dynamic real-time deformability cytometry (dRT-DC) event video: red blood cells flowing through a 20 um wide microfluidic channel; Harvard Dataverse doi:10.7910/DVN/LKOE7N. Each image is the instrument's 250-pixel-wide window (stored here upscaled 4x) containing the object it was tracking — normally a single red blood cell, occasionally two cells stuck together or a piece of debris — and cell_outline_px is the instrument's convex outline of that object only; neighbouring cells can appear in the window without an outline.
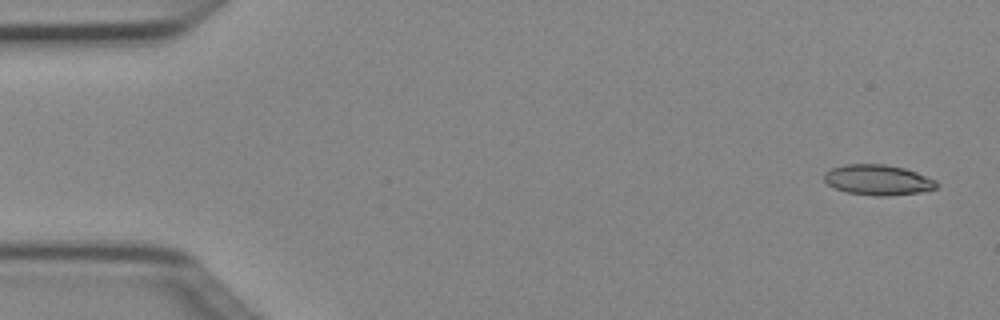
{"species": "Egyptian fruit bat (a non-hibernating species)", "species_latin": "Rousettus aegyptiacus", "temperature_condition": "cold", "stored_images_in_passage": 5, "camera_frame_rate_fps": 3000, "um_per_image_px": 0.085, "animal": {"sex": "female"}, "frame": {"image": 1, "passage_image": 1, "time_ms": 0.0, "image_size_px": [1000, 320], "cell_outline_px": [[940, 184], [936, 188], [920, 192], [888, 196], [876, 196], [848, 192], [836, 188], [828, 184], [824, 180], [824, 172], [832, 168], [844, 164], [884, 164], [904, 168], [916, 172], [936, 180]], "centroid_in_image_um": [74.63, 15.29], "position_along_channel_um": 10.4, "area_um2": 19.88}}
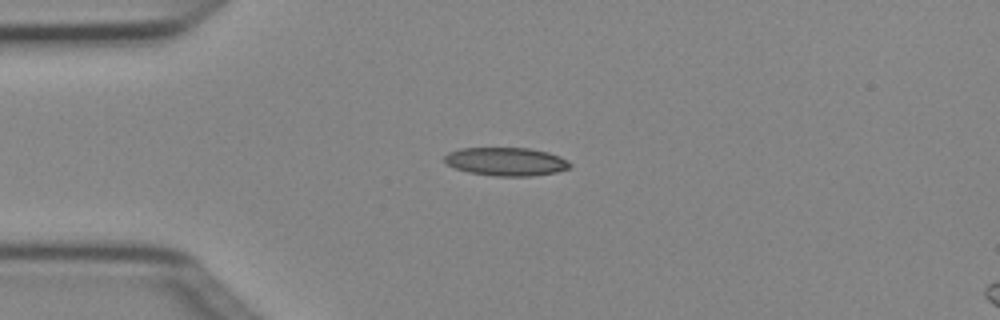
{"frame": {"image": 2, "passage_image": 3, "time_ms": 0.667, "image_size_px": [1000, 320], "cell_outline_px": [[572, 164], [568, 168], [556, 172], [532, 176], [496, 176], [468, 172], [456, 168], [448, 164], [444, 160], [444, 156], [448, 152], [460, 148], [528, 148], [548, 152], [560, 156]], "centroid_in_image_um": [43.01, 13.73], "position_along_channel_um": 42.0, "area_um2": 20.63}}
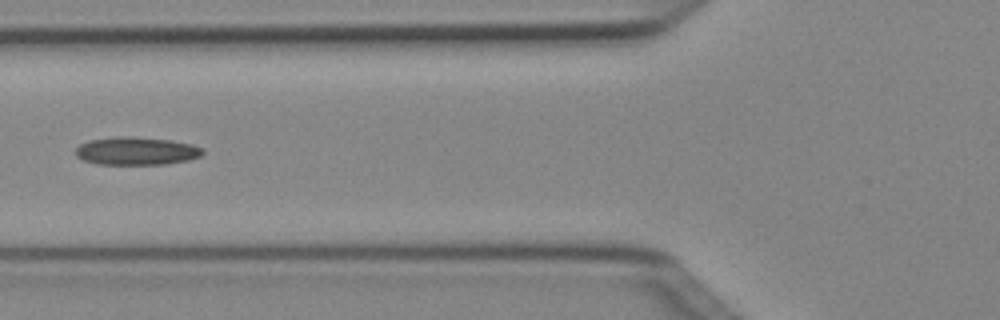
{"frame": {"image": 3, "passage_image": 5, "time_ms": 1.333, "image_size_px": [1000, 320], "cell_outline_px": [[204, 152], [200, 156], [188, 160], [164, 164], [96, 164], [84, 160], [76, 156], [76, 148], [80, 144], [88, 140], [116, 136], [132, 136], [172, 140], [192, 144], [204, 148]], "centroid_in_image_um": [11.6, 12.82], "position_along_channel_um": 114.2, "area_um2": 20.87}}